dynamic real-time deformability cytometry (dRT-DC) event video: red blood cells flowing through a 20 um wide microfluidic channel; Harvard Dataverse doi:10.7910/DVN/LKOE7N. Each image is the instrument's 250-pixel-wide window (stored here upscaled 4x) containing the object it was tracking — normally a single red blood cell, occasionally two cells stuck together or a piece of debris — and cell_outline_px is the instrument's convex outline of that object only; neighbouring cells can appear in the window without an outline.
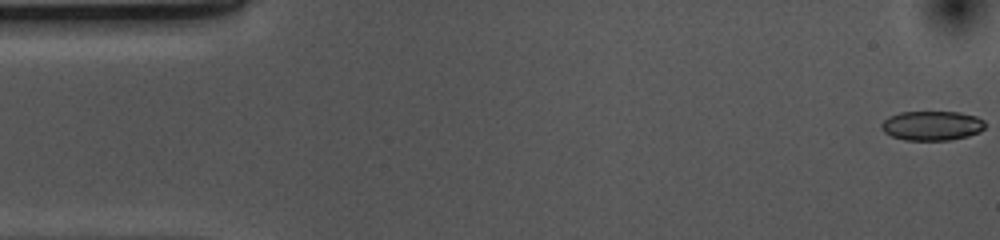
{"species": "common noctule bat (a hibernating species)", "species_latin": "Nyctalus noctula", "temperature_condition": "cold", "stored_images_in_passage": 53, "camera_frame_rate_fps": 3000, "um_per_image_px": 0.085, "animal": {"sex": "female", "body_mass_g": 10.0, "forearm_length_mm": 53.1}, "frame": {"image": 1, "passage_image": 1, "time_ms": 0.0, "image_size_px": [1000, 240], "cell_outline_px": [[984, 128], [980, 132], [968, 136], [952, 140], [904, 140], [892, 136], [884, 132], [880, 128], [880, 124], [888, 116], [900, 112], [960, 112], [976, 116], [984, 120]], "centroid_in_image_um": [79.2, 10.68], "position_along_channel_um": 5.8, "area_um2": 17.98}}
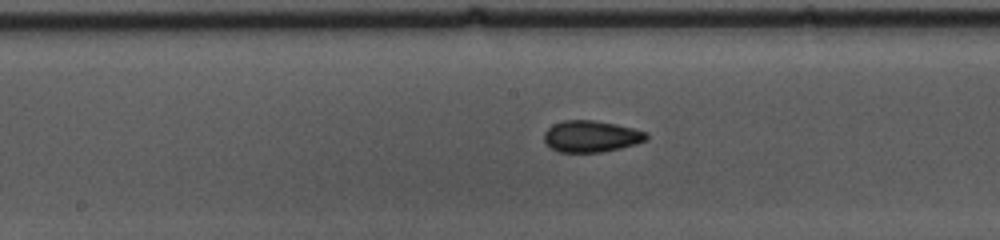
{"frame": {"image": 2, "passage_image": 26, "time_ms": 8.333, "image_size_px": [1000, 240], "cell_outline_px": [[648, 140], [636, 144], [620, 148], [600, 152], [560, 152], [552, 148], [544, 140], [544, 132], [552, 124], [564, 120], [592, 120], [616, 124], [648, 132]], "centroid_in_image_um": [50.27, 11.58], "position_along_channel_um": 197.9, "area_um2": 18.79}}
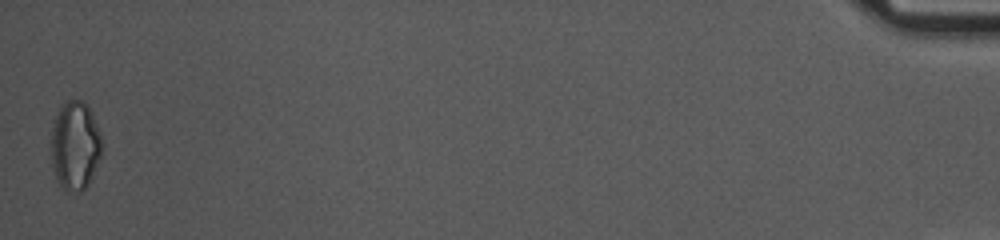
{"frame": {"image": 3, "passage_image": 53, "time_ms": 17.333, "image_size_px": [1000, 240], "cell_outline_px": [[100, 156], [92, 176], [88, 184], [80, 192], [64, 192], [56, 176], [52, 164], [52, 128], [60, 104], [68, 100], [80, 100], [92, 112], [100, 132]], "centroid_in_image_um": [6.37, 12.38], "position_along_channel_um": 428.8, "area_um2": 25.89}, "authors_computed_cell_mechanics": {"area_um2": 18.5538, "velocity_mm_per_s": 3.6985, "shape_relaxation_time_tau1_ms": 8.7571, "shape_relaxation_time_tau2_ms": 2.5023, "deformation_change_tau1": 0.1336, "deformation_change_tau2": 0.0728}}